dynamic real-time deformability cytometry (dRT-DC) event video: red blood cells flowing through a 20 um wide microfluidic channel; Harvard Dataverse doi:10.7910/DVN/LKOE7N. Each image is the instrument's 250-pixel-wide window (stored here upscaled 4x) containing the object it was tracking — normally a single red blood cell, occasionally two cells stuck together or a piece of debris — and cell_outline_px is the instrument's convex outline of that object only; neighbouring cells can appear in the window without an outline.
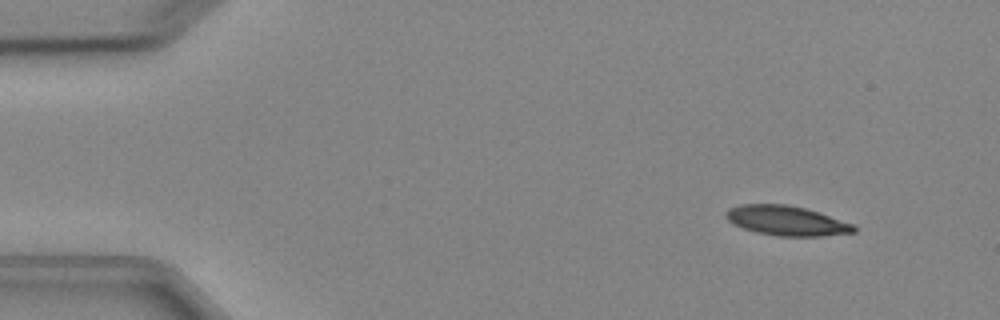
{"species": "Egyptian fruit bat (a non-hibernating species)", "species_latin": "Rousettus aegyptiacus", "temperature_condition": "cold", "stored_images_in_passage": 8, "camera_frame_rate_fps": 3000, "um_per_image_px": 0.085, "animal": {"sex": "female"}, "frame": {"image": 1, "passage_image": 2, "time_ms": 1.0, "image_size_px": [1000, 320], "cell_outline_px": [[856, 232], [820, 236], [776, 236], [756, 232], [732, 224], [724, 216], [724, 212], [728, 208], [740, 204], [788, 204], [804, 208], [852, 224], [856, 228]], "centroid_in_image_um": [66.77, 18.75], "position_along_channel_um": 18.2, "area_um2": 22.02}}
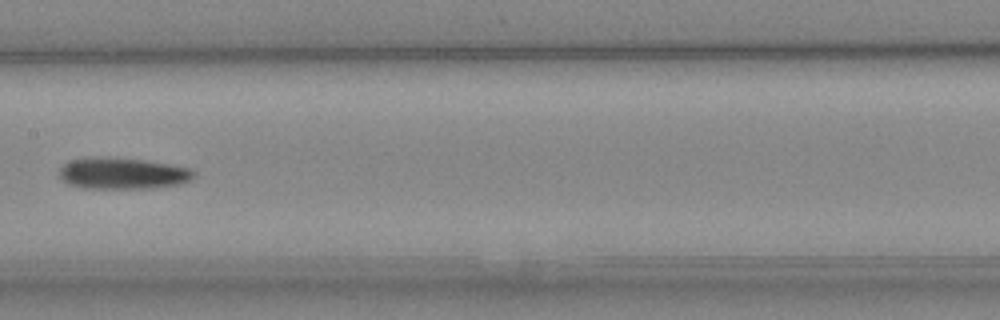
{"frame": {"image": 2, "passage_image": 8, "time_ms": 8.0, "image_size_px": [1000, 320], "cell_outline_px": [[196, 176], [180, 184], [156, 188], [84, 188], [68, 184], [60, 176], [60, 168], [68, 160], [144, 160], [168, 164], [188, 168], [196, 172]], "centroid_in_image_um": [10.49, 14.79], "position_along_channel_um": 196.9, "area_um2": 23.52}}